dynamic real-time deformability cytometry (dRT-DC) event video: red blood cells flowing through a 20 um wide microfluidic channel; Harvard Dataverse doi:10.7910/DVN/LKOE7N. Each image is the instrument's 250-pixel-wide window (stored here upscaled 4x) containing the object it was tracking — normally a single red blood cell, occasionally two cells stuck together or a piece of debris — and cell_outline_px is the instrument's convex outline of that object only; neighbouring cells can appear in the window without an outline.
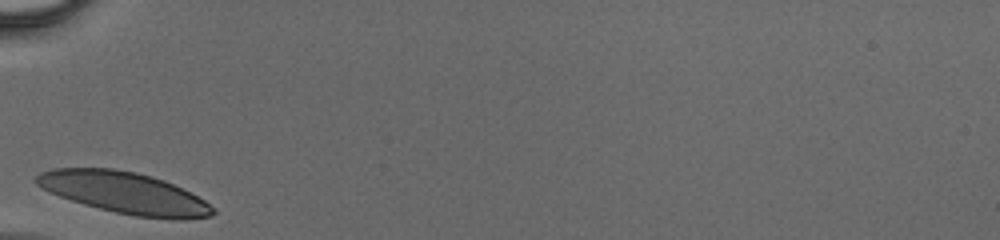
{"species": "human", "species_latin": "Homo sapiens", "temperature_condition": "cold", "stored_images_in_passage": 23, "camera_frame_rate_fps": 3000, "um_per_image_px": 0.085, "donor": {"sex": "male"}, "frame": {"image": 1, "passage_image": 1, "time_ms": 0.0, "image_size_px": [1000, 240], "cell_outline_px": [[216, 212], [212, 216], [136, 216], [116, 212], [84, 204], [48, 192], [40, 188], [32, 180], [40, 172], [56, 168], [112, 168], [136, 172], [152, 176], [164, 180], [204, 200]], "centroid_in_image_um": [10.41, 16.33], "position_along_channel_um": 74.6, "area_um2": 41.33}}
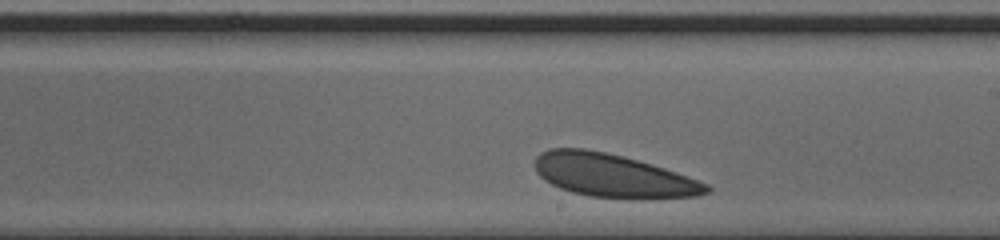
{"frame": {"image": 2, "passage_image": 13, "time_ms": 4.0, "image_size_px": [1000, 240], "cell_outline_px": [[712, 188], [708, 192], [696, 196], [656, 200], [632, 200], [588, 196], [572, 192], [560, 188], [544, 180], [536, 172], [532, 164], [536, 156], [540, 152], [548, 148], [584, 148], [624, 156], [652, 164], [664, 168], [708, 184]], "centroid_in_image_um": [52.1, 14.95], "position_along_channel_um": 236.9, "area_um2": 44.1}}
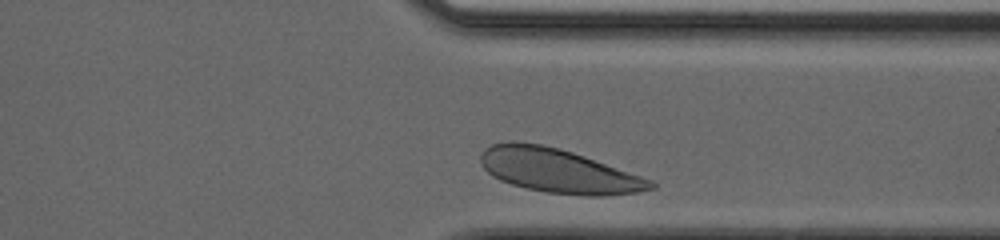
{"frame": {"image": 3, "passage_image": 22, "time_ms": 7.0, "image_size_px": [1000, 240], "cell_outline_px": [[656, 188], [636, 192], [600, 196], [584, 196], [548, 192], [528, 188], [512, 184], [500, 180], [492, 176], [480, 164], [480, 156], [484, 148], [492, 144], [508, 140], [516, 140], [540, 144], [572, 152], [584, 156], [652, 180], [656, 184]], "centroid_in_image_um": [47.42, 14.5], "position_along_channel_um": 364.0, "area_um2": 43.47}}